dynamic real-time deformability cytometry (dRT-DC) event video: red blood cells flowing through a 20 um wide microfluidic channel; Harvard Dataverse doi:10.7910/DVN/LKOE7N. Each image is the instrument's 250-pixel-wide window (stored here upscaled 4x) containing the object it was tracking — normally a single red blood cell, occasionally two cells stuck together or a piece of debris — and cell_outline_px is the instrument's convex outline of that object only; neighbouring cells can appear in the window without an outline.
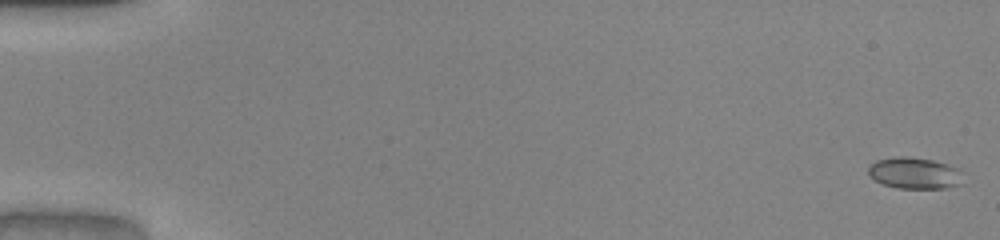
{"species": "common noctule bat (a hibernating species)", "species_latin": "Nyctalus noctula", "temperature_condition": "warm", "stored_images_in_passage": 52, "camera_frame_rate_fps": 3000, "um_per_image_px": 0.085, "animal": {"sex": "male", "body_mass_g": 20.0, "forearm_length_mm": 53.3}, "frame": {"image": 1, "passage_image": 1, "time_ms": 0.0, "image_size_px": [1000, 240], "cell_outline_px": [[964, 172], [960, 184], [944, 188], [900, 188], [884, 184], [876, 180], [868, 172], [868, 168], [876, 160], [900, 156], [908, 156], [932, 160], [948, 164], [960, 168]], "centroid_in_image_um": [77.8, 14.7], "position_along_channel_um": 7.2, "area_um2": 17.28}}
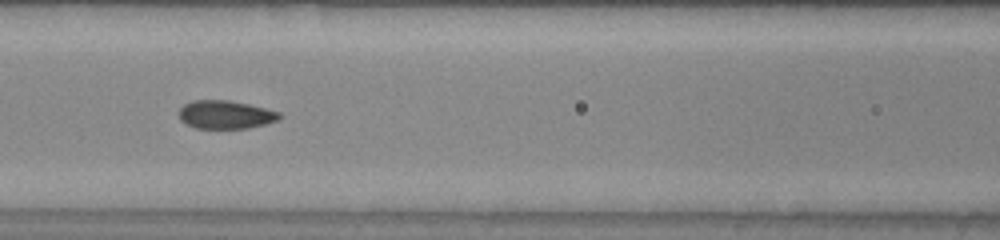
{"frame": {"image": 2, "passage_image": 24, "time_ms": 7.667, "image_size_px": [1000, 240], "cell_outline_px": [[284, 116], [276, 120], [264, 124], [248, 128], [196, 128], [180, 120], [180, 108], [184, 104], [192, 100], [228, 100], [248, 104], [280, 112]], "centroid_in_image_um": [19.17, 9.74], "position_along_channel_um": 147.4, "area_um2": 16.42}}
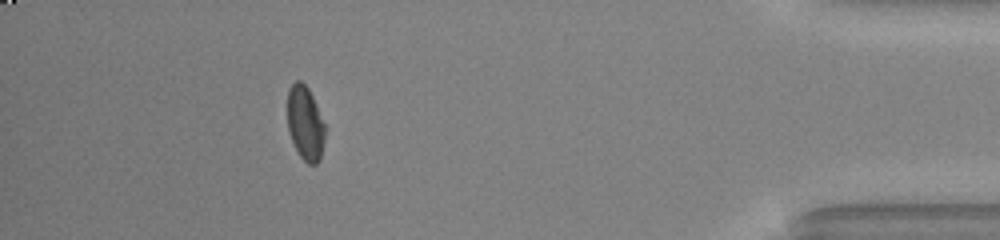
{"frame": {"image": 3, "passage_image": 47, "time_ms": 15.333, "image_size_px": [1000, 240], "cell_outline_px": [[324, 140], [320, 160], [316, 164], [308, 164], [300, 156], [292, 140], [288, 128], [288, 88], [296, 80], [300, 80], [308, 88], [312, 96], [324, 124]], "centroid_in_image_um": [25.93, 10.47], "position_along_channel_um": 409.3, "area_um2": 15.95}, "authors_computed_cell_mechanics": {"area_um2": 16.9354, "velocity_mm_per_s": 4.0673, "shape_relaxation_time_tau1_ms": 10.4781, "shape_relaxation_time_tau2_ms": null, "deformation_change_tau1": 0.2415, "deformation_change_tau2": null}}